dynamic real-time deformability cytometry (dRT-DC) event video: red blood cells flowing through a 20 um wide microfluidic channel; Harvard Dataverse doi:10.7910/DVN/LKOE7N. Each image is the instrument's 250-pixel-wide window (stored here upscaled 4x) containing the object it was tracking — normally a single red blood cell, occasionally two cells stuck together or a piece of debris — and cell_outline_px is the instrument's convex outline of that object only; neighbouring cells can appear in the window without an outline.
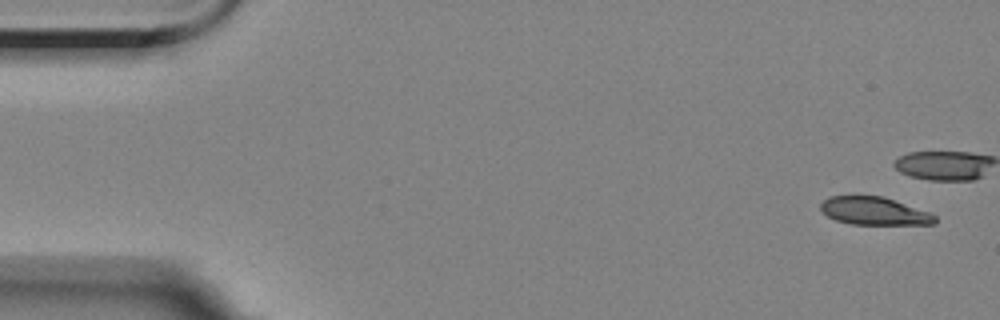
{"species": "Egyptian fruit bat (a non-hibernating species)", "species_latin": "Rousettus aegyptiacus", "temperature_condition": "room temperature", "stored_images_in_passage": 6, "segment_of_instrument_passage": [1, 2], "camera_frame_rate_fps": 3000, "um_per_image_px": 0.085, "animal": {"sex": "female"}, "frame": {"image": 1, "passage_image": 1, "time_ms": 0.0, "image_size_px": [1000, 320], "cell_outline_px": [[936, 224], [852, 224], [836, 220], [828, 216], [820, 208], [820, 204], [828, 196], [884, 196], [928, 212], [936, 216]], "centroid_in_image_um": [74.3, 17.93], "position_along_channel_um": 10.7, "area_um2": 18.38}}
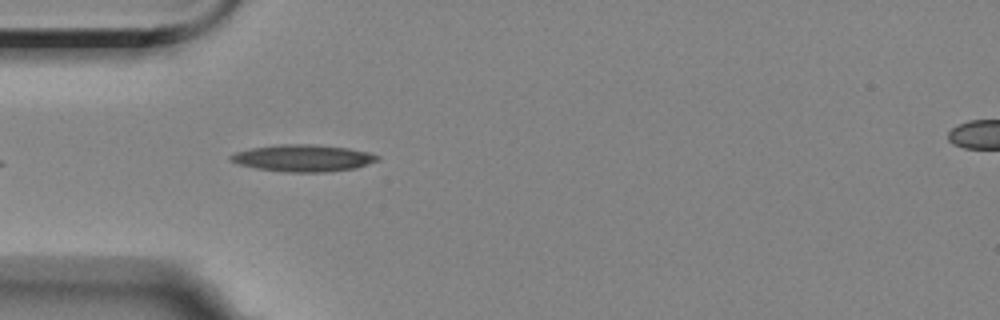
{"frame": {"image": 2, "passage_image": 5, "time_ms": 5.667, "image_size_px": [1000, 320], "cell_outline_px": [[380, 160], [356, 168], [324, 172], [288, 172], [256, 168], [236, 164], [228, 160], [228, 156], [236, 152], [252, 148], [280, 144], [312, 144], [348, 148], [368, 152], [380, 156]], "centroid_in_image_um": [25.75, 13.44], "position_along_channel_um": 59.3, "area_um2": 23.06}}